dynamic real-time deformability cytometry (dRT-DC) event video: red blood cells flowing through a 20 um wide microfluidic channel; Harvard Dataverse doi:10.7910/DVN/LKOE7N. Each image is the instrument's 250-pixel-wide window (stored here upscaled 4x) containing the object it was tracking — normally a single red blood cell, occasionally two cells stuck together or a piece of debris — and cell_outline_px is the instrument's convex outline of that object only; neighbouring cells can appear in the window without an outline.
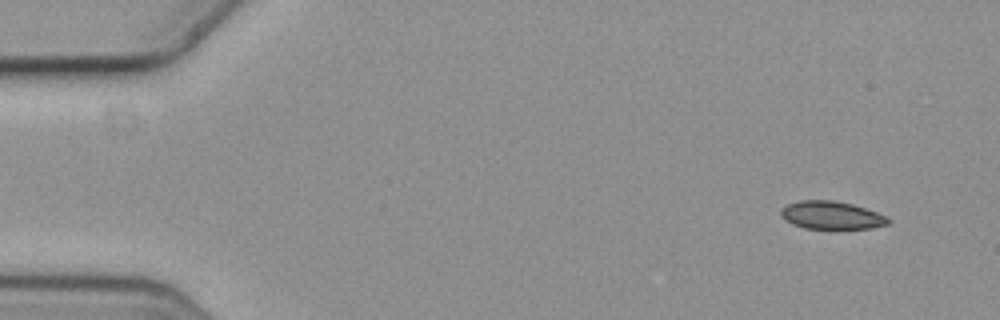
{"species": "common noctule bat (a hibernating species)", "species_latin": "Nyctalus noctula", "temperature_condition": "cold", "stored_images_in_passage": 5, "camera_frame_rate_fps": 3000, "um_per_image_px": 0.085, "animal": {"sex": "female", "body_mass_g": 19.3, "forearm_length_mm": 54.1}, "frame": {"image": 1, "passage_image": 1, "time_ms": 0.0, "image_size_px": [1000, 320], "cell_outline_px": [[892, 220], [888, 224], [872, 228], [840, 232], [832, 232], [804, 228], [792, 224], [784, 220], [780, 216], [780, 212], [788, 204], [800, 200], [832, 200], [852, 204], [888, 216]], "centroid_in_image_um": [70.71, 18.37], "position_along_channel_um": 14.3, "area_um2": 18.5}}
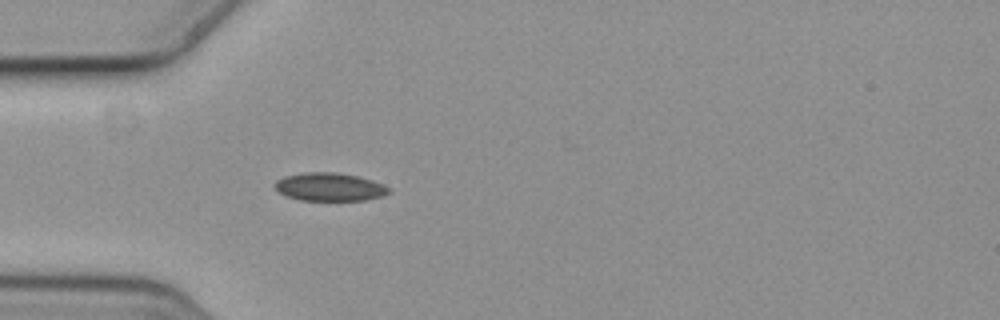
{"frame": {"image": 2, "passage_image": 4, "time_ms": 1.0, "image_size_px": [1000, 320], "cell_outline_px": [[392, 192], [384, 196], [368, 200], [300, 200], [288, 196], [280, 192], [276, 188], [276, 180], [284, 176], [304, 172], [336, 172], [356, 176], [372, 180], [392, 188]], "centroid_in_image_um": [28.08, 15.89], "position_along_channel_um": 56.9, "area_um2": 18.73}}